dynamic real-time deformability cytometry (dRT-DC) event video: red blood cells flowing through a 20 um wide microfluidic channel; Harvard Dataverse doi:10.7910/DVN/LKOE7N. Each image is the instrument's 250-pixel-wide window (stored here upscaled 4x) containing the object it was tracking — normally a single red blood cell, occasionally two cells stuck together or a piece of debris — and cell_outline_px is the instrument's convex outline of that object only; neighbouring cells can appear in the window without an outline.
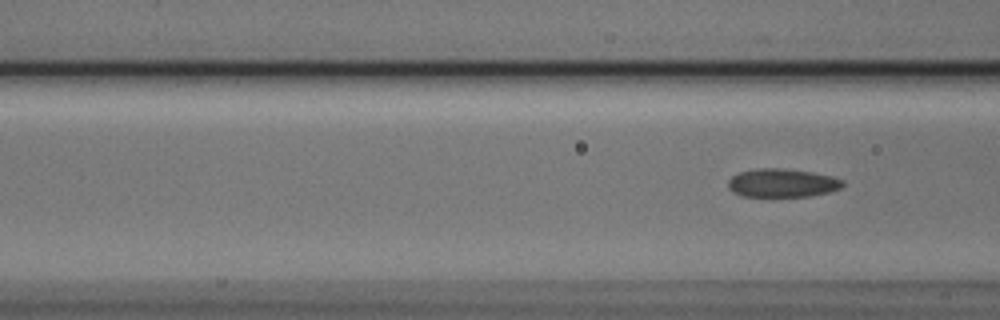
{"species": "Egyptian fruit bat (a non-hibernating species)", "species_latin": "Rousettus aegyptiacus", "temperature_condition": "cold", "stored_images_in_passage": 5, "camera_frame_rate_fps": 3000, "um_per_image_px": 0.085, "animal": {"sex": "male"}, "frame": {"image": 1, "passage_image": 5, "time_ms": 1.333, "image_size_px": [1000, 320], "cell_outline_px": [[844, 184], [840, 188], [828, 192], [808, 196], [740, 196], [732, 192], [728, 188], [728, 180], [732, 176], [740, 172], [756, 168], [784, 168], [812, 172], [832, 176], [844, 180]], "centroid_in_image_um": [66.47, 15.54], "position_along_channel_um": 100.1, "area_um2": 19.07}}